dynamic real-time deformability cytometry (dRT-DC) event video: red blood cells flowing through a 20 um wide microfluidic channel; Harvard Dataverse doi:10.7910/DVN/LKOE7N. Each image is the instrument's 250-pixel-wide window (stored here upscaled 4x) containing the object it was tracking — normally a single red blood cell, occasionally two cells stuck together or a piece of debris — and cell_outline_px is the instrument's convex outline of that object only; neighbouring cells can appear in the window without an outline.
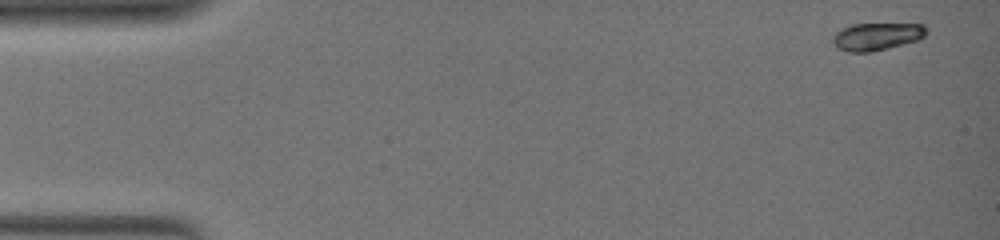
{"species": "common noctule bat (a hibernating species)", "species_latin": "Nyctalus noctula", "temperature_condition": "warm", "stored_images_in_passage": 66, "camera_frame_rate_fps": 3000, "um_per_image_px": 0.085, "animal": {"sex": "female", "body_mass_g": 19.0, "forearm_length_mm": 51.5}, "frame": {"image": 1, "passage_image": 1, "time_ms": 0.0, "image_size_px": [1000, 240], "cell_outline_px": [[928, 32], [920, 40], [872, 52], [848, 52], [836, 48], [832, 44], [832, 36], [840, 28], [852, 24], [924, 24]], "centroid_in_image_um": [74.5, 3.11], "position_along_channel_um": 10.5, "area_um2": 15.32}}
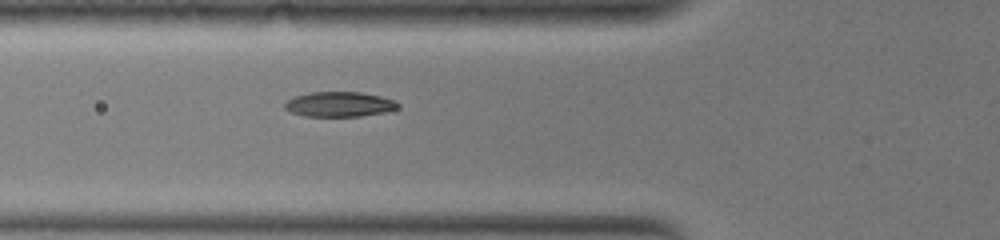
{"frame": {"image": 2, "passage_image": 26, "time_ms": 8.0, "image_size_px": [1000, 240], "cell_outline_px": [[400, 108], [384, 112], [360, 116], [304, 116], [292, 112], [284, 108], [284, 104], [292, 96], [308, 92], [360, 92], [380, 96], [396, 100], [400, 104]], "centroid_in_image_um": [28.85, 8.85], "position_along_channel_um": 96.9, "area_um2": 16.59}}
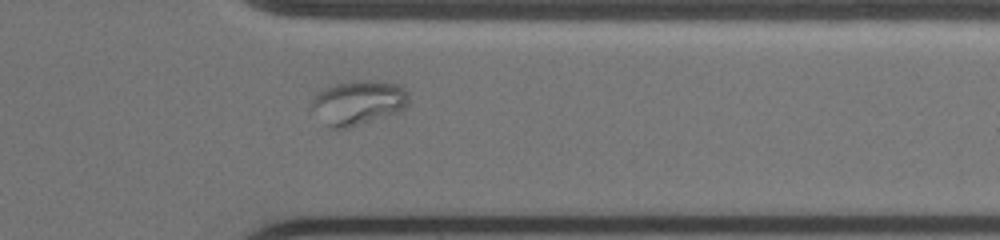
{"frame": {"image": 3, "passage_image": 55, "time_ms": 18.0, "image_size_px": [1000, 240], "cell_outline_px": [[408, 104], [400, 112], [348, 128], [332, 128], [324, 124], [312, 104], [312, 96], [316, 92], [324, 88], [348, 80], [364, 80], [400, 84], [408, 92]], "centroid_in_image_um": [30.48, 8.7], "position_along_channel_um": 380.9, "area_um2": 25.14}, "authors_computed_cell_mechanics": {"area_um2": 16.5886, "velocity_mm_per_s": 2.8336, "shape_relaxation_time_tau1_ms": 10.8795, "shape_relaxation_time_tau2_ms": null, "deformation_change_tau1": 0.3104, "deformation_change_tau2": null}}